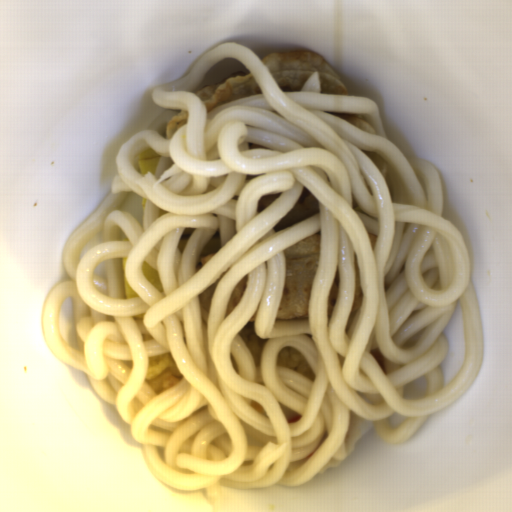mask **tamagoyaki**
Instances as JSON below:
<instances>
[{
    "mask_svg": "<svg viewBox=\"0 0 512 512\" xmlns=\"http://www.w3.org/2000/svg\"><path fill=\"white\" fill-rule=\"evenodd\" d=\"M161 155H159L152 147L139 149L134 155V167L137 172L143 176L147 172L154 175L156 164Z\"/></svg>",
    "mask_w": 512,
    "mask_h": 512,
    "instance_id": "obj_1",
    "label": "tamagoyaki"
},
{
    "mask_svg": "<svg viewBox=\"0 0 512 512\" xmlns=\"http://www.w3.org/2000/svg\"><path fill=\"white\" fill-rule=\"evenodd\" d=\"M142 274L143 277L158 291L163 292V285L160 277L159 270H156L149 263L143 261L142 263Z\"/></svg>",
    "mask_w": 512,
    "mask_h": 512,
    "instance_id": "obj_2",
    "label": "tamagoyaki"
},
{
    "mask_svg": "<svg viewBox=\"0 0 512 512\" xmlns=\"http://www.w3.org/2000/svg\"><path fill=\"white\" fill-rule=\"evenodd\" d=\"M128 257L121 258V265H122V278H123V291H124V298L130 299V298H138V294H136L132 287L130 286L126 274H125V268H126V262Z\"/></svg>",
    "mask_w": 512,
    "mask_h": 512,
    "instance_id": "obj_3",
    "label": "tamagoyaki"
}]
</instances>
